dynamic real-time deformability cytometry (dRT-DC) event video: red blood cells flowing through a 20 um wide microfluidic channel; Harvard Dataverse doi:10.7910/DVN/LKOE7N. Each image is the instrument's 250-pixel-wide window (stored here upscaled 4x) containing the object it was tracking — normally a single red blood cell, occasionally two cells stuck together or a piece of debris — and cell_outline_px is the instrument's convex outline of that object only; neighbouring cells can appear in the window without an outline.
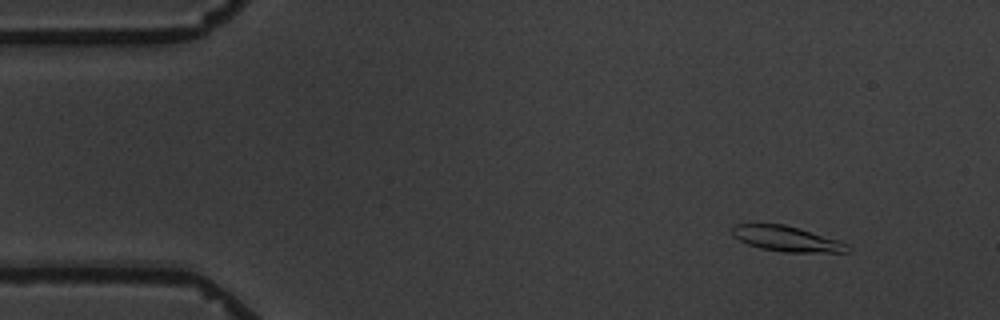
{"species": "common noctule bat (a hibernating species)", "species_latin": "Nyctalus noctula", "temperature_condition": "warm", "stored_images_in_passage": 5, "camera_frame_rate_fps": 3000, "um_per_image_px": 0.085, "animal": {"sex": "male", "body_mass_g": 19.5, "forearm_length_mm": 54.6}, "frame": {"image": 1, "passage_image": 1, "time_ms": 0.0, "image_size_px": [1000, 320], "cell_outline_px": [[852, 248], [848, 252], [784, 252], [760, 248], [748, 244], [732, 236], [732, 228], [736, 224], [784, 224], [800, 228], [848, 244]], "centroid_in_image_um": [66.86, 20.3], "position_along_channel_um": 18.1, "area_um2": 16.88}}
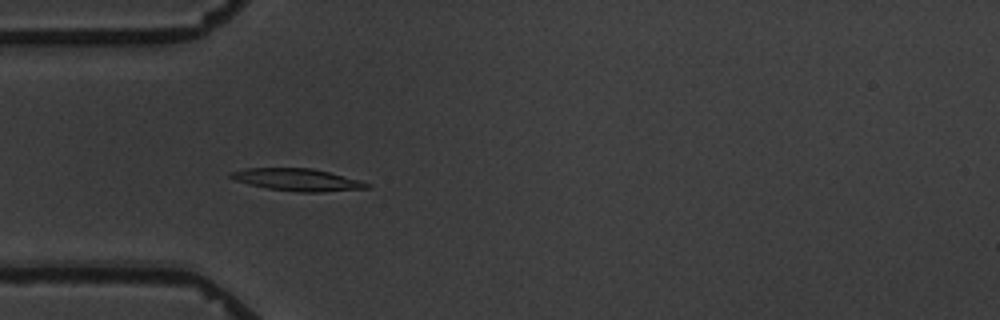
{"frame": {"image": 2, "passage_image": 4, "time_ms": 3.667, "image_size_px": [1000, 320], "cell_outline_px": [[372, 188], [320, 192], [300, 192], [268, 188], [248, 184], [236, 180], [228, 176], [228, 172], [244, 168], [312, 168], [360, 180], [372, 184]], "centroid_in_image_um": [25.29, 15.27], "position_along_channel_um": 59.7, "area_um2": 17.69}}
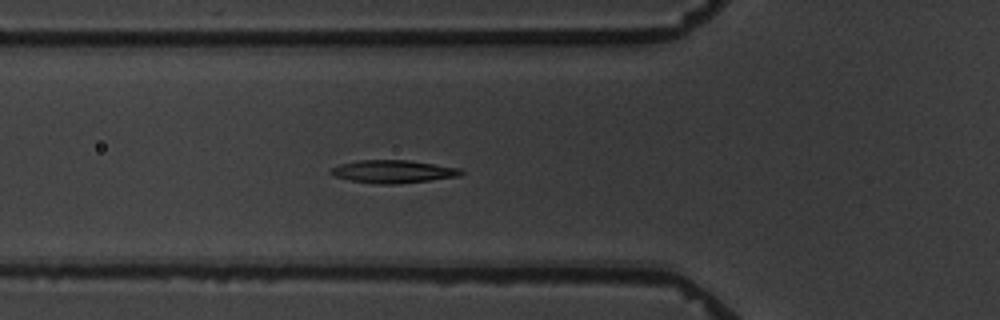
{"frame": {"image": 3, "passage_image": 5, "time_ms": 4.667, "image_size_px": [1000, 320], "cell_outline_px": [[464, 172], [460, 176], [396, 184], [372, 184], [352, 180], [336, 176], [328, 172], [332, 168], [340, 164], [360, 160], [408, 160], [460, 168]], "centroid_in_image_um": [33.42, 14.58], "position_along_channel_um": 92.4, "area_um2": 17.17}}